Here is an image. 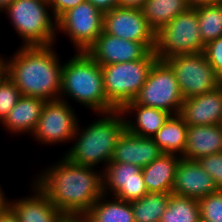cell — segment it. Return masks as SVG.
I'll list each match as a JSON object with an SVG mask.
<instances>
[{"instance_id":"1","label":"cell","mask_w":222,"mask_h":222,"mask_svg":"<svg viewBox=\"0 0 222 222\" xmlns=\"http://www.w3.org/2000/svg\"><path fill=\"white\" fill-rule=\"evenodd\" d=\"M52 165L33 182L64 215L86 214L104 194L103 172L70 162L64 156Z\"/></svg>"},{"instance_id":"2","label":"cell","mask_w":222,"mask_h":222,"mask_svg":"<svg viewBox=\"0 0 222 222\" xmlns=\"http://www.w3.org/2000/svg\"><path fill=\"white\" fill-rule=\"evenodd\" d=\"M12 56L7 58V76L21 95L45 101L59 99L63 63L53 45L21 46Z\"/></svg>"},{"instance_id":"3","label":"cell","mask_w":222,"mask_h":222,"mask_svg":"<svg viewBox=\"0 0 222 222\" xmlns=\"http://www.w3.org/2000/svg\"><path fill=\"white\" fill-rule=\"evenodd\" d=\"M98 115L100 118L84 129L78 123L72 138L75 144L63 155L70 162L94 168L100 163L106 167L111 161L116 143L126 129L125 119L121 109Z\"/></svg>"},{"instance_id":"4","label":"cell","mask_w":222,"mask_h":222,"mask_svg":"<svg viewBox=\"0 0 222 222\" xmlns=\"http://www.w3.org/2000/svg\"><path fill=\"white\" fill-rule=\"evenodd\" d=\"M75 54L63 63L59 99L71 97L97 114L115 110L106 97L101 66L87 52Z\"/></svg>"},{"instance_id":"5","label":"cell","mask_w":222,"mask_h":222,"mask_svg":"<svg viewBox=\"0 0 222 222\" xmlns=\"http://www.w3.org/2000/svg\"><path fill=\"white\" fill-rule=\"evenodd\" d=\"M49 0H14L3 12L20 36L22 46L54 45L57 20L49 14Z\"/></svg>"},{"instance_id":"6","label":"cell","mask_w":222,"mask_h":222,"mask_svg":"<svg viewBox=\"0 0 222 222\" xmlns=\"http://www.w3.org/2000/svg\"><path fill=\"white\" fill-rule=\"evenodd\" d=\"M157 60L154 51H150L140 60L101 66L107 100L116 109L133 101Z\"/></svg>"},{"instance_id":"7","label":"cell","mask_w":222,"mask_h":222,"mask_svg":"<svg viewBox=\"0 0 222 222\" xmlns=\"http://www.w3.org/2000/svg\"><path fill=\"white\" fill-rule=\"evenodd\" d=\"M197 10L189 7L155 33L154 53L160 60L178 54L204 52Z\"/></svg>"},{"instance_id":"8","label":"cell","mask_w":222,"mask_h":222,"mask_svg":"<svg viewBox=\"0 0 222 222\" xmlns=\"http://www.w3.org/2000/svg\"><path fill=\"white\" fill-rule=\"evenodd\" d=\"M183 101L173 69L160 59L153 64L146 82L133 100L135 104L161 109L171 115L179 114Z\"/></svg>"},{"instance_id":"9","label":"cell","mask_w":222,"mask_h":222,"mask_svg":"<svg viewBox=\"0 0 222 222\" xmlns=\"http://www.w3.org/2000/svg\"><path fill=\"white\" fill-rule=\"evenodd\" d=\"M165 61L173 69L184 99L212 91L222 84L204 52L178 54Z\"/></svg>"},{"instance_id":"10","label":"cell","mask_w":222,"mask_h":222,"mask_svg":"<svg viewBox=\"0 0 222 222\" xmlns=\"http://www.w3.org/2000/svg\"><path fill=\"white\" fill-rule=\"evenodd\" d=\"M104 13L85 1L57 20V31L69 36L77 52H86L103 32Z\"/></svg>"},{"instance_id":"11","label":"cell","mask_w":222,"mask_h":222,"mask_svg":"<svg viewBox=\"0 0 222 222\" xmlns=\"http://www.w3.org/2000/svg\"><path fill=\"white\" fill-rule=\"evenodd\" d=\"M77 118L70 103L62 99L46 101L31 136L42 145L71 142L79 123Z\"/></svg>"},{"instance_id":"12","label":"cell","mask_w":222,"mask_h":222,"mask_svg":"<svg viewBox=\"0 0 222 222\" xmlns=\"http://www.w3.org/2000/svg\"><path fill=\"white\" fill-rule=\"evenodd\" d=\"M103 31L125 40L144 43L151 51L155 49V32L141 10L115 7L105 12Z\"/></svg>"},{"instance_id":"13","label":"cell","mask_w":222,"mask_h":222,"mask_svg":"<svg viewBox=\"0 0 222 222\" xmlns=\"http://www.w3.org/2000/svg\"><path fill=\"white\" fill-rule=\"evenodd\" d=\"M103 169L104 195L132 202L148 193L140 166L110 161Z\"/></svg>"},{"instance_id":"14","label":"cell","mask_w":222,"mask_h":222,"mask_svg":"<svg viewBox=\"0 0 222 222\" xmlns=\"http://www.w3.org/2000/svg\"><path fill=\"white\" fill-rule=\"evenodd\" d=\"M151 50L141 42L125 40L104 31L86 51L100 66L143 59Z\"/></svg>"},{"instance_id":"15","label":"cell","mask_w":222,"mask_h":222,"mask_svg":"<svg viewBox=\"0 0 222 222\" xmlns=\"http://www.w3.org/2000/svg\"><path fill=\"white\" fill-rule=\"evenodd\" d=\"M217 191L219 189L214 179L198 161L180 159L171 194L199 200Z\"/></svg>"},{"instance_id":"16","label":"cell","mask_w":222,"mask_h":222,"mask_svg":"<svg viewBox=\"0 0 222 222\" xmlns=\"http://www.w3.org/2000/svg\"><path fill=\"white\" fill-rule=\"evenodd\" d=\"M179 115L188 127L222 124V84L212 91L184 99Z\"/></svg>"},{"instance_id":"17","label":"cell","mask_w":222,"mask_h":222,"mask_svg":"<svg viewBox=\"0 0 222 222\" xmlns=\"http://www.w3.org/2000/svg\"><path fill=\"white\" fill-rule=\"evenodd\" d=\"M163 152L151 137H141L124 130L113 151L111 161L140 166L149 165Z\"/></svg>"},{"instance_id":"18","label":"cell","mask_w":222,"mask_h":222,"mask_svg":"<svg viewBox=\"0 0 222 222\" xmlns=\"http://www.w3.org/2000/svg\"><path fill=\"white\" fill-rule=\"evenodd\" d=\"M33 184V195L10 201V208L19 222H59L64 214L34 182Z\"/></svg>"},{"instance_id":"19","label":"cell","mask_w":222,"mask_h":222,"mask_svg":"<svg viewBox=\"0 0 222 222\" xmlns=\"http://www.w3.org/2000/svg\"><path fill=\"white\" fill-rule=\"evenodd\" d=\"M222 152V124L190 126L183 158L195 160Z\"/></svg>"},{"instance_id":"20","label":"cell","mask_w":222,"mask_h":222,"mask_svg":"<svg viewBox=\"0 0 222 222\" xmlns=\"http://www.w3.org/2000/svg\"><path fill=\"white\" fill-rule=\"evenodd\" d=\"M122 114L125 119L126 129L137 136L153 137L164 125L166 120L171 115L167 111L135 104L133 101L128 102L122 109ZM134 114L133 121L126 118V115ZM129 119V120H128Z\"/></svg>"},{"instance_id":"21","label":"cell","mask_w":222,"mask_h":222,"mask_svg":"<svg viewBox=\"0 0 222 222\" xmlns=\"http://www.w3.org/2000/svg\"><path fill=\"white\" fill-rule=\"evenodd\" d=\"M45 100L30 96H21L17 104L11 109L0 123L10 134L34 132L41 116Z\"/></svg>"},{"instance_id":"22","label":"cell","mask_w":222,"mask_h":222,"mask_svg":"<svg viewBox=\"0 0 222 222\" xmlns=\"http://www.w3.org/2000/svg\"><path fill=\"white\" fill-rule=\"evenodd\" d=\"M181 158L175 154H162L142 168L144 183L149 193H171Z\"/></svg>"},{"instance_id":"23","label":"cell","mask_w":222,"mask_h":222,"mask_svg":"<svg viewBox=\"0 0 222 222\" xmlns=\"http://www.w3.org/2000/svg\"><path fill=\"white\" fill-rule=\"evenodd\" d=\"M187 129L188 125L179 114L170 115L152 139L163 154H175L183 158L187 140Z\"/></svg>"},{"instance_id":"24","label":"cell","mask_w":222,"mask_h":222,"mask_svg":"<svg viewBox=\"0 0 222 222\" xmlns=\"http://www.w3.org/2000/svg\"><path fill=\"white\" fill-rule=\"evenodd\" d=\"M102 195L86 212L91 222H135L131 202Z\"/></svg>"},{"instance_id":"25","label":"cell","mask_w":222,"mask_h":222,"mask_svg":"<svg viewBox=\"0 0 222 222\" xmlns=\"http://www.w3.org/2000/svg\"><path fill=\"white\" fill-rule=\"evenodd\" d=\"M188 8L187 0H146L141 11L148 25L156 33Z\"/></svg>"},{"instance_id":"26","label":"cell","mask_w":222,"mask_h":222,"mask_svg":"<svg viewBox=\"0 0 222 222\" xmlns=\"http://www.w3.org/2000/svg\"><path fill=\"white\" fill-rule=\"evenodd\" d=\"M171 193H147L141 199L131 202L135 222H160L166 210Z\"/></svg>"},{"instance_id":"27","label":"cell","mask_w":222,"mask_h":222,"mask_svg":"<svg viewBox=\"0 0 222 222\" xmlns=\"http://www.w3.org/2000/svg\"><path fill=\"white\" fill-rule=\"evenodd\" d=\"M199 202L189 197L170 194L169 203L160 222H200Z\"/></svg>"},{"instance_id":"28","label":"cell","mask_w":222,"mask_h":222,"mask_svg":"<svg viewBox=\"0 0 222 222\" xmlns=\"http://www.w3.org/2000/svg\"><path fill=\"white\" fill-rule=\"evenodd\" d=\"M197 10L199 31L204 45L222 36V2L204 5Z\"/></svg>"},{"instance_id":"29","label":"cell","mask_w":222,"mask_h":222,"mask_svg":"<svg viewBox=\"0 0 222 222\" xmlns=\"http://www.w3.org/2000/svg\"><path fill=\"white\" fill-rule=\"evenodd\" d=\"M20 90L6 75L0 81V123L5 119L11 109L17 104L21 97Z\"/></svg>"},{"instance_id":"30","label":"cell","mask_w":222,"mask_h":222,"mask_svg":"<svg viewBox=\"0 0 222 222\" xmlns=\"http://www.w3.org/2000/svg\"><path fill=\"white\" fill-rule=\"evenodd\" d=\"M201 220L222 222V190L198 200Z\"/></svg>"},{"instance_id":"31","label":"cell","mask_w":222,"mask_h":222,"mask_svg":"<svg viewBox=\"0 0 222 222\" xmlns=\"http://www.w3.org/2000/svg\"><path fill=\"white\" fill-rule=\"evenodd\" d=\"M197 161L214 179L218 189L222 190V152L202 157Z\"/></svg>"},{"instance_id":"32","label":"cell","mask_w":222,"mask_h":222,"mask_svg":"<svg viewBox=\"0 0 222 222\" xmlns=\"http://www.w3.org/2000/svg\"><path fill=\"white\" fill-rule=\"evenodd\" d=\"M204 54L217 76L222 80V36L205 45Z\"/></svg>"},{"instance_id":"33","label":"cell","mask_w":222,"mask_h":222,"mask_svg":"<svg viewBox=\"0 0 222 222\" xmlns=\"http://www.w3.org/2000/svg\"><path fill=\"white\" fill-rule=\"evenodd\" d=\"M87 0H49L52 16L58 20L65 12Z\"/></svg>"},{"instance_id":"34","label":"cell","mask_w":222,"mask_h":222,"mask_svg":"<svg viewBox=\"0 0 222 222\" xmlns=\"http://www.w3.org/2000/svg\"><path fill=\"white\" fill-rule=\"evenodd\" d=\"M103 13L118 7V0H87Z\"/></svg>"},{"instance_id":"35","label":"cell","mask_w":222,"mask_h":222,"mask_svg":"<svg viewBox=\"0 0 222 222\" xmlns=\"http://www.w3.org/2000/svg\"><path fill=\"white\" fill-rule=\"evenodd\" d=\"M146 0H118V7L141 10Z\"/></svg>"},{"instance_id":"36","label":"cell","mask_w":222,"mask_h":222,"mask_svg":"<svg viewBox=\"0 0 222 222\" xmlns=\"http://www.w3.org/2000/svg\"><path fill=\"white\" fill-rule=\"evenodd\" d=\"M59 222H91L85 214L63 215Z\"/></svg>"},{"instance_id":"37","label":"cell","mask_w":222,"mask_h":222,"mask_svg":"<svg viewBox=\"0 0 222 222\" xmlns=\"http://www.w3.org/2000/svg\"><path fill=\"white\" fill-rule=\"evenodd\" d=\"M0 222H19V218L14 211L9 208L6 212L0 214Z\"/></svg>"},{"instance_id":"38","label":"cell","mask_w":222,"mask_h":222,"mask_svg":"<svg viewBox=\"0 0 222 222\" xmlns=\"http://www.w3.org/2000/svg\"><path fill=\"white\" fill-rule=\"evenodd\" d=\"M189 7L197 8L199 6L211 5L222 2V0H187Z\"/></svg>"},{"instance_id":"39","label":"cell","mask_w":222,"mask_h":222,"mask_svg":"<svg viewBox=\"0 0 222 222\" xmlns=\"http://www.w3.org/2000/svg\"><path fill=\"white\" fill-rule=\"evenodd\" d=\"M6 197L5 192H3L2 187L0 186V214H3L10 208V200L8 201V198Z\"/></svg>"},{"instance_id":"40","label":"cell","mask_w":222,"mask_h":222,"mask_svg":"<svg viewBox=\"0 0 222 222\" xmlns=\"http://www.w3.org/2000/svg\"><path fill=\"white\" fill-rule=\"evenodd\" d=\"M7 75V58L0 55V81Z\"/></svg>"},{"instance_id":"41","label":"cell","mask_w":222,"mask_h":222,"mask_svg":"<svg viewBox=\"0 0 222 222\" xmlns=\"http://www.w3.org/2000/svg\"><path fill=\"white\" fill-rule=\"evenodd\" d=\"M14 0H0V12L3 11L13 2Z\"/></svg>"}]
</instances>
